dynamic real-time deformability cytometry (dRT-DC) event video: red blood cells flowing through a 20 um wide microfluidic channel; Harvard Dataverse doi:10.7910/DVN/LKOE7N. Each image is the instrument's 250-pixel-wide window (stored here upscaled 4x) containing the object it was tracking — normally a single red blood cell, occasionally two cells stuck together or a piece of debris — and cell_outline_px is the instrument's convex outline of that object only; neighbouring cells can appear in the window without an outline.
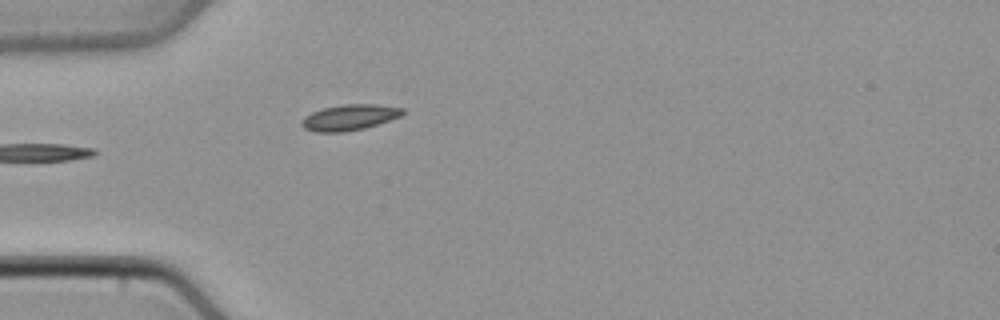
{"species": "common noctule bat (a hibernating species)", "species_latin": "Nyctalus noctula", "temperature_condition": "cold", "stored_images_in_passage": 23, "camera_frame_rate_fps": 3000, "um_per_image_px": 0.085, "animal": {"sex": "male", "body_mass_g": 21.5, "forearm_length_mm": 52.0}, "frame": {"image": 1, "passage_image": 1, "time_ms": 0.0, "image_size_px": [1000, 320], "cell_outline_px": [[408, 112], [400, 116], [364, 128], [344, 132], [316, 132], [304, 128], [300, 124], [300, 120], [304, 116], [312, 112], [324, 108], [344, 104], [376, 104], [404, 108]], "centroid_in_image_um": [29.7, 9.97], "position_along_channel_um": 55.3, "area_um2": 15.2}}